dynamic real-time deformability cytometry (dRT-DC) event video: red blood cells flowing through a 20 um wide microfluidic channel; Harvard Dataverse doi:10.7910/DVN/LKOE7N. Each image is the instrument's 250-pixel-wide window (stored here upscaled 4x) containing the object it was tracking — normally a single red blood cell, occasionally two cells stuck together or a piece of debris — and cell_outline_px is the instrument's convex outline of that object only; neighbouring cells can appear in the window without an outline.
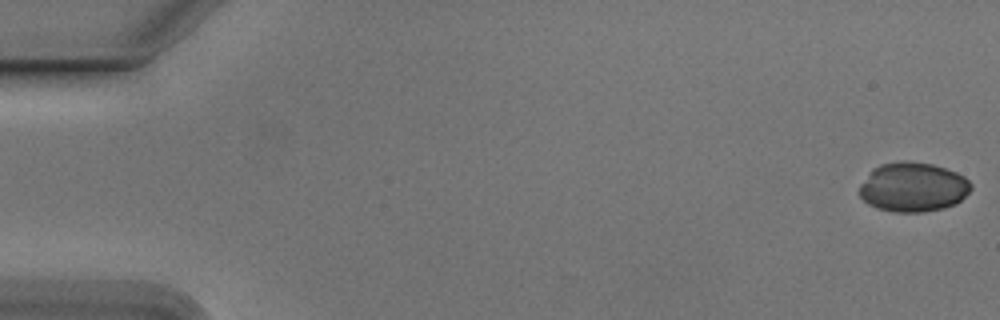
{"species": "Egyptian fruit bat (a non-hibernating species)", "species_latin": "Rousettus aegyptiacus", "temperature_condition": "cold", "stored_images_in_passage": 20, "camera_frame_rate_fps": 3000, "um_per_image_px": 0.085, "animal": {"sex": "male"}, "frame": {"image": 1, "passage_image": 1, "time_ms": 0.0, "image_size_px": [1000, 320], "cell_outline_px": [[972, 188], [956, 204], [944, 208], [920, 212], [896, 212], [876, 208], [868, 204], [860, 196], [860, 184], [872, 168], [880, 164], [904, 160], [932, 164], [956, 172], [964, 176], [972, 184]], "centroid_in_image_um": [77.59, 15.9], "position_along_channel_um": 7.4, "area_um2": 32.19}}